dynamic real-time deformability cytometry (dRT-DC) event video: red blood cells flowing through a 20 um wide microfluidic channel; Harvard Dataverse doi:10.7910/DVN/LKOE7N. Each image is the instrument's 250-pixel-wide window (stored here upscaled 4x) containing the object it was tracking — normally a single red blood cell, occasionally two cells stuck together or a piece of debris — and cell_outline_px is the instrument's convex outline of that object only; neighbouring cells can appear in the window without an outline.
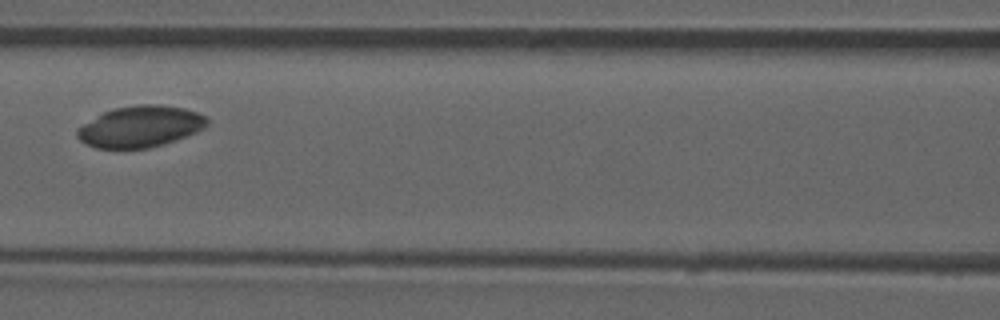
{"species": "common noctule bat (a hibernating species)", "species_latin": "Nyctalus noctula", "temperature_condition": "room temperature", "stored_images_in_passage": 5, "camera_frame_rate_fps": 3000, "um_per_image_px": 0.085, "animal": {"sex": "male", "forearm_length_mm": 52.5}, "frame": {"image": 1, "passage_image": 5, "time_ms": 4.333, "image_size_px": [1000, 320], "cell_outline_px": [[208, 124], [204, 128], [196, 132], [176, 140], [164, 144], [148, 148], [96, 148], [80, 140], [76, 136], [76, 128], [104, 112], [116, 108], [136, 104], [160, 104], [184, 108], [196, 112], [204, 116], [208, 120]], "centroid_in_image_um": [11.93, 10.75], "position_along_channel_um": 154.7, "area_um2": 31.15}}